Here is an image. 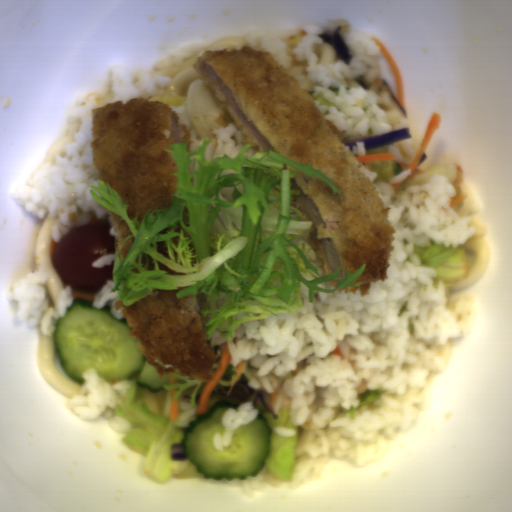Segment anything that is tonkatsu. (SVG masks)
I'll list each match as a JSON object with an SVG mask.
<instances>
[{"label":"tonkatsu","instance_id":"obj_1","mask_svg":"<svg viewBox=\"0 0 512 512\" xmlns=\"http://www.w3.org/2000/svg\"><path fill=\"white\" fill-rule=\"evenodd\" d=\"M192 68L206 90L242 134L241 146L271 151L300 164L311 163L339 190L328 183L294 170L291 189L301 190L290 205L301 212L290 215L312 221L305 238L291 243L308 244L321 275L340 267L337 278L354 273L365 264L353 284L335 293L364 296L370 283L387 281L391 252L397 234L390 222L391 206H385L372 179L363 173L343 143L347 130L325 119L299 81L268 52L251 45L234 50L217 48L198 55Z\"/></svg>","mask_w":512,"mask_h":512},{"label":"tonkatsu","instance_id":"obj_2","mask_svg":"<svg viewBox=\"0 0 512 512\" xmlns=\"http://www.w3.org/2000/svg\"><path fill=\"white\" fill-rule=\"evenodd\" d=\"M132 97L91 109L93 164L101 181L117 190L127 214L141 224L149 209L168 208L177 190L175 159L164 148L185 143L192 152V136L177 111L161 101ZM150 211V212H151Z\"/></svg>","mask_w":512,"mask_h":512},{"label":"tonkatsu","instance_id":"obj_3","mask_svg":"<svg viewBox=\"0 0 512 512\" xmlns=\"http://www.w3.org/2000/svg\"><path fill=\"white\" fill-rule=\"evenodd\" d=\"M184 287L153 288V292L132 305H124L118 299L114 307L159 378L176 372L196 381H213V366L220 356L213 353L204 338L209 316L202 315L200 309H205L206 293L176 297L175 293Z\"/></svg>","mask_w":512,"mask_h":512},{"label":"tonkatsu","instance_id":"obj_4","mask_svg":"<svg viewBox=\"0 0 512 512\" xmlns=\"http://www.w3.org/2000/svg\"><path fill=\"white\" fill-rule=\"evenodd\" d=\"M121 216L114 214L108 210V218L110 221L111 226L114 228V230L117 232V247L116 252H119L120 245L125 237L132 234L128 224L125 222V220H119Z\"/></svg>","mask_w":512,"mask_h":512},{"label":"tonkatsu","instance_id":"obj_5","mask_svg":"<svg viewBox=\"0 0 512 512\" xmlns=\"http://www.w3.org/2000/svg\"><path fill=\"white\" fill-rule=\"evenodd\" d=\"M135 236L134 237H130L125 243L124 245L122 246L121 248V254H122V257H126L127 253L129 252L130 248L132 247L134 241H135Z\"/></svg>","mask_w":512,"mask_h":512}]
</instances>
